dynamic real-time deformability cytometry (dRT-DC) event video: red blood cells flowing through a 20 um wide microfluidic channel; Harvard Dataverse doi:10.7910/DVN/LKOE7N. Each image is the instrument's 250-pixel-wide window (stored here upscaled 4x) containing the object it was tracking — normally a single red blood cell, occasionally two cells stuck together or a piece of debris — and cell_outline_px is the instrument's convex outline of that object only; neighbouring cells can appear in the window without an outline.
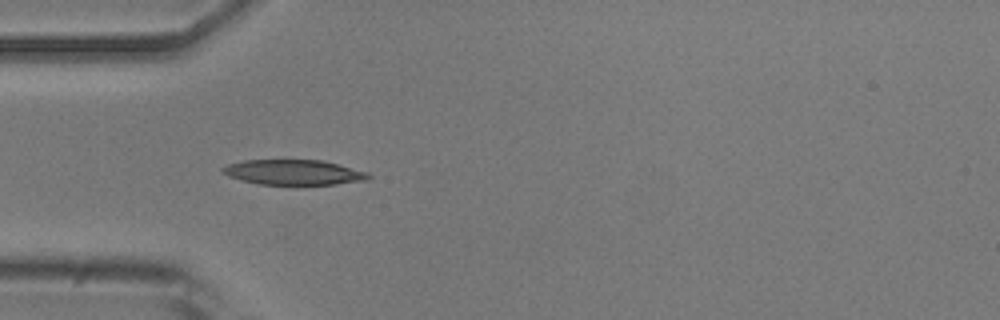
{"species": "common noctule bat (a hibernating species)", "species_latin": "Nyctalus noctula", "temperature_condition": "room temperature", "stored_images_in_passage": 41, "camera_frame_rate_fps": 3000, "um_per_image_px": 0.085, "animal": {"sex": "male", "body_mass_g": 20.5, "forearm_length_mm": 52.5}, "frame": {"image": 1, "passage_image": 4, "time_ms": 1.0, "image_size_px": [1000, 320], "cell_outline_px": [[372, 176], [368, 180], [336, 184], [260, 184], [240, 180], [228, 176], [220, 168], [228, 164], [244, 160], [324, 160], [368, 172]], "centroid_in_image_um": [24.99, 14.64], "position_along_channel_um": 60.0, "area_um2": 21.33}}
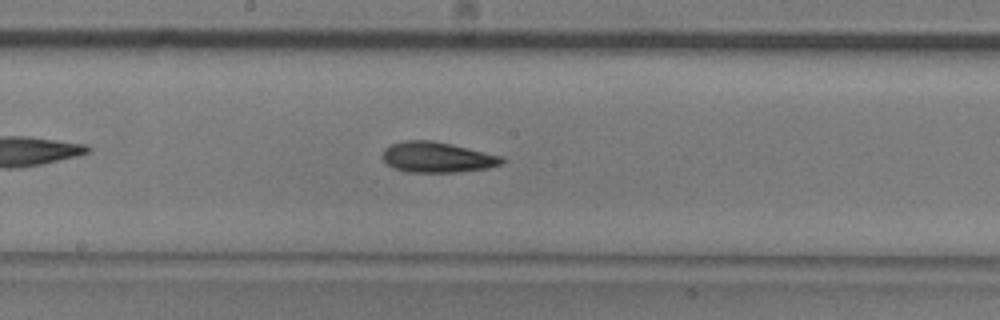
{"frame": {"image": 2, "passage_image": 16, "time_ms": 5.0, "image_size_px": [1000, 320], "cell_outline_px": [[504, 164], [488, 168], [456, 172], [408, 172], [392, 168], [384, 160], [384, 148], [392, 144], [408, 140], [432, 140], [452, 144], [504, 156]], "centroid_in_image_um": [37.21, 13.37], "position_along_channel_um": 211.0, "area_um2": 21.27}}
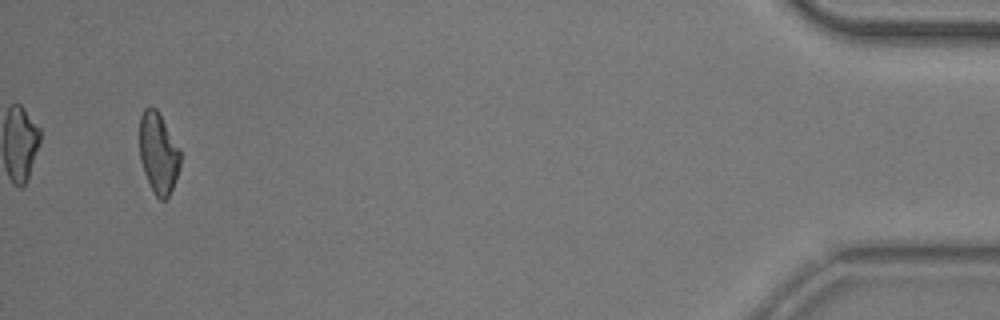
{"frame": {"image": 3, "passage_image": 39, "time_ms": 12.667, "image_size_px": [1000, 320], "cell_outline_px": [[180, 168], [172, 188], [168, 196], [164, 200], [160, 200], [156, 196], [144, 172], [140, 160], [140, 116], [144, 108], [148, 104], [152, 104], [156, 108], [180, 152]], "centroid_in_image_um": [13.44, 12.98], "position_along_channel_um": 421.8, "area_um2": 18.9}, "authors_computed_cell_mechanics": {"area_um2": 20.6924, "velocity_mm_per_s": 3.7946, "shape_relaxation_time_tau1_ms": 3.8167, "shape_relaxation_time_tau2_ms": 5.1347, "deformation_change_tau1": 0.1553, "deformation_change_tau2": 0.1422}}